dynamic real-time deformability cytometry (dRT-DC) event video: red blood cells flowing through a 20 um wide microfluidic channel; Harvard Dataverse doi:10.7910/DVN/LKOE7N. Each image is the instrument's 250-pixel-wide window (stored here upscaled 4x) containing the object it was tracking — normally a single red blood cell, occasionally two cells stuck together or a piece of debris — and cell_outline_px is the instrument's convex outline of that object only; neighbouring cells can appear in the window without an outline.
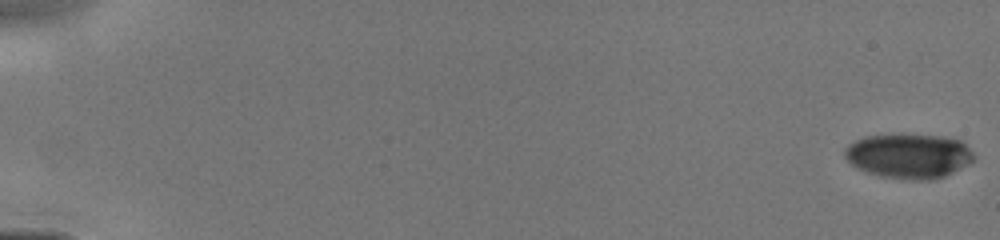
{"species": "human", "species_latin": "Homo sapiens", "temperature_condition": "cold", "stored_images_in_passage": 14, "camera_frame_rate_fps": 3000, "um_per_image_px": 0.085, "donor": {"sex": "male"}, "frame": {"image": 1, "passage_image": 1, "time_ms": 0.0, "image_size_px": [1000, 240], "cell_outline_px": [[976, 156], [968, 164], [944, 176], [932, 180], [912, 180], [880, 176], [856, 168], [844, 156], [844, 148], [848, 144], [864, 136], [940, 136], [960, 140]], "centroid_in_image_um": [77.23, 13.28], "position_along_channel_um": 7.8, "area_um2": 33.06}}
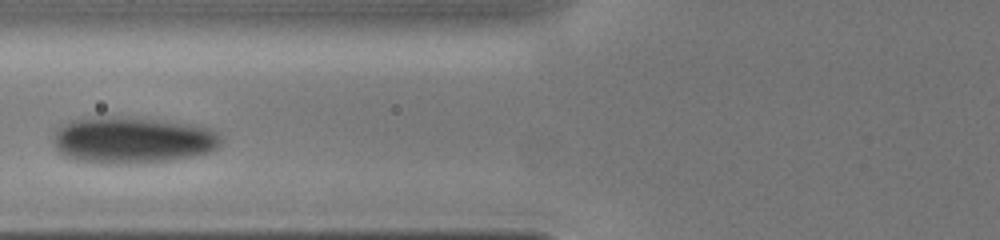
{"frame": {"image": 2, "passage_image": 11, "time_ms": 7.667, "image_size_px": [1000, 240], "cell_outline_px": [[224, 140], [216, 148], [208, 152], [192, 156], [172, 160], [124, 164], [100, 164], [76, 160], [64, 156], [56, 152], [52, 136], [56, 128], [72, 120], [96, 116], [128, 116], [200, 124], [212, 128], [220, 132]], "centroid_in_image_um": [11.27, 11.89], "position_along_channel_um": 114.5, "area_um2": 46.88}}
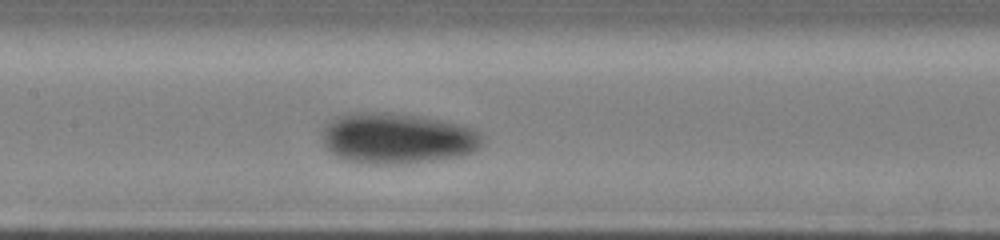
{"frame": {"image": 3, "passage_image": 14, "time_ms": 9.0, "image_size_px": [1000, 240], "cell_outline_px": [[484, 140], [480, 148], [476, 152], [460, 156], [408, 164], [360, 164], [344, 160], [336, 156], [324, 148], [324, 124], [336, 116], [348, 112], [392, 112], [420, 116], [460, 124], [472, 128], [480, 132], [484, 136]], "centroid_in_image_um": [33.77, 11.76], "position_along_channel_um": 173.6, "area_um2": 48.38}}